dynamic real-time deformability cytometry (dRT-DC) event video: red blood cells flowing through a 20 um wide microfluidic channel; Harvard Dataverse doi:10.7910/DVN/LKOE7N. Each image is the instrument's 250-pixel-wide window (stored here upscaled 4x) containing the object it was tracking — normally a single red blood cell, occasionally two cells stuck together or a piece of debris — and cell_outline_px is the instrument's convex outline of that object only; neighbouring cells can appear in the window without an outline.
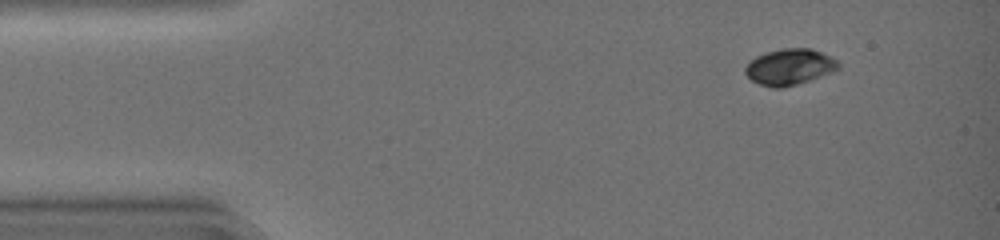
{"species": "common noctule bat (a hibernating species)", "species_latin": "Nyctalus noctula", "temperature_condition": "warm", "stored_images_in_passage": 28, "camera_frame_rate_fps": 3000, "um_per_image_px": 0.085, "animal": {"sex": "female", "body_mass_g": 19.0, "forearm_length_mm": 51.5}, "frame": {"image": 1, "passage_image": 1, "time_ms": 0.0, "image_size_px": [1000, 240], "cell_outline_px": [[840, 68], [832, 72], [784, 88], [772, 88], [760, 84], [752, 80], [744, 72], [744, 68], [756, 56], [764, 52], [784, 48], [808, 48], [820, 52], [836, 60], [840, 64]], "centroid_in_image_um": [67.09, 5.69], "position_along_channel_um": 17.9, "area_um2": 19.36}}
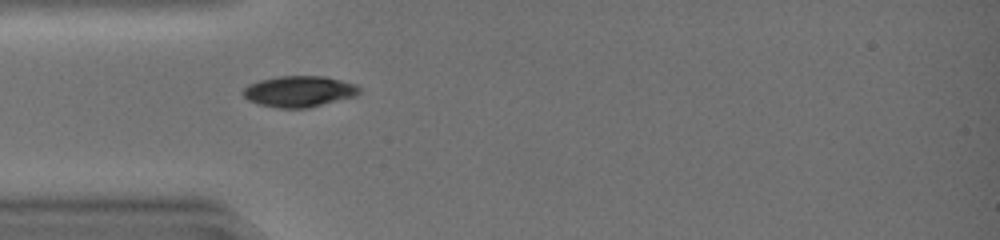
{"frame": {"image": 2, "passage_image": 10, "time_ms": 3.0, "image_size_px": [1000, 240], "cell_outline_px": [[360, 92], [356, 96], [308, 108], [276, 108], [260, 104], [248, 100], [240, 92], [248, 84], [260, 80], [280, 76], [324, 76], [356, 84], [360, 88]], "centroid_in_image_um": [25.42, 7.77], "position_along_channel_um": 59.6, "area_um2": 21.1}}
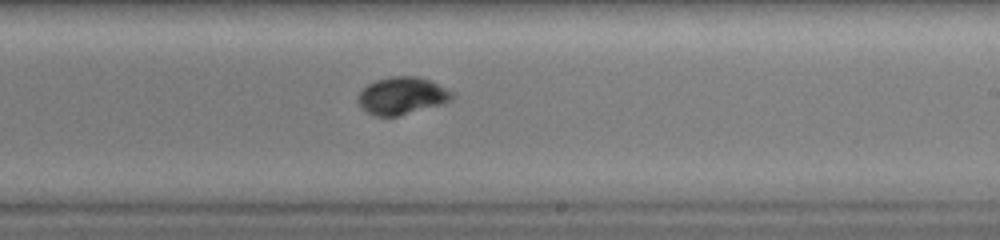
{"frame": {"image": 3, "passage_image": 24, "time_ms": 7.667, "image_size_px": [1000, 240], "cell_outline_px": [[456, 96], [452, 100], [444, 104], [396, 116], [376, 116], [368, 112], [356, 100], [356, 96], [368, 84], [376, 80], [392, 76], [416, 76], [428, 80], [456, 92]], "centroid_in_image_um": [34.22, 8.13], "position_along_channel_um": 254.8, "area_um2": 20.52}}